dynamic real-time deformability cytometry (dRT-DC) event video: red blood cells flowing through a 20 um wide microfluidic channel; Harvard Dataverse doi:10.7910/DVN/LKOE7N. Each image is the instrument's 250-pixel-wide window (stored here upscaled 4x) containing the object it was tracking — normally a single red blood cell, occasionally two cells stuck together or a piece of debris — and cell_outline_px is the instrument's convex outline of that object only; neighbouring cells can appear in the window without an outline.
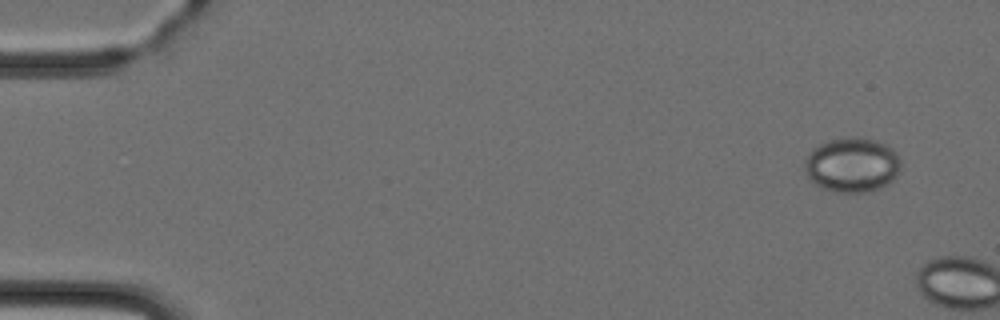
{"species": "Egyptian fruit bat (a non-hibernating species)", "species_latin": "Rousettus aegyptiacus", "temperature_condition": "cold", "stored_images_in_passage": 2, "camera_frame_rate_fps": 3000, "um_per_image_px": 0.085, "animal": {"sex": "female"}, "frame": {"image": 1, "passage_image": 1, "time_ms": 0.0, "image_size_px": [1000, 320], "cell_outline_px": [[900, 172], [888, 184], [880, 188], [864, 192], [836, 192], [824, 188], [816, 184], [804, 172], [804, 160], [812, 148], [828, 140], [852, 136], [864, 136], [876, 140], [892, 148], [896, 152], [900, 160]], "centroid_in_image_um": [72.43, 13.99], "position_along_channel_um": 12.6, "area_um2": 30.92}}